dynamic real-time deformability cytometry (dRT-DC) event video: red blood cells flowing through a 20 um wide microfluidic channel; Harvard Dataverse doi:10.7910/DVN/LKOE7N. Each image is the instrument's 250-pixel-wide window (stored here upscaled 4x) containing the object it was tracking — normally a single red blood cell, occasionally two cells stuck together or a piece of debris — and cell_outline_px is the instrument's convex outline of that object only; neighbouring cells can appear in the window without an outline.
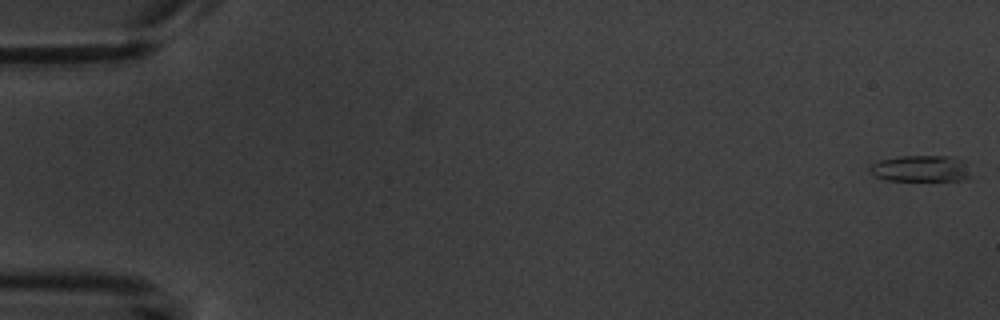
{"species": "common noctule bat (a hibernating species)", "species_latin": "Nyctalus noctula", "temperature_condition": "warm", "stored_images_in_passage": 9, "camera_frame_rate_fps": 3000, "um_per_image_px": 0.085, "animal": {"sex": "male", "body_mass_g": 20.1, "forearm_length_mm": 53.5}, "frame": {"image": 1, "passage_image": 1, "time_ms": 0.0, "image_size_px": [1000, 320], "cell_outline_px": [[968, 176], [964, 180], [888, 180], [876, 176], [868, 172], [868, 164], [880, 160], [900, 156], [952, 156], [960, 160], [964, 164]], "centroid_in_image_um": [78.14, 14.32], "position_along_channel_um": 6.9, "area_um2": 15.26}}
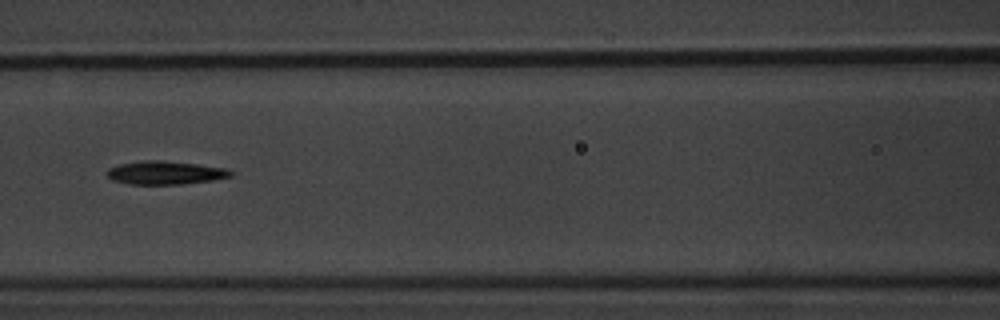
{"frame": {"image": 2, "passage_image": 8, "time_ms": 8.333, "image_size_px": [1000, 320], "cell_outline_px": [[232, 176], [212, 180], [180, 184], [128, 184], [112, 180], [104, 172], [108, 168], [120, 164], [144, 160], [160, 160], [196, 164], [228, 168], [232, 172]], "centroid_in_image_um": [14.01, 14.68], "position_along_channel_um": 152.6, "area_um2": 16.82}}
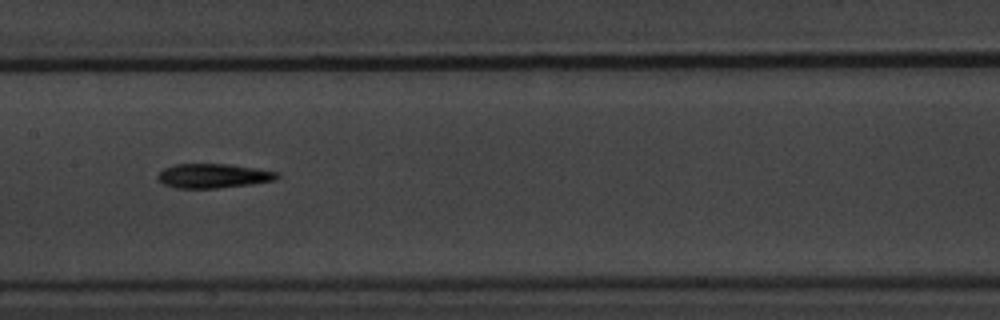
{"frame": {"image": 3, "passage_image": 9, "time_ms": 9.333, "image_size_px": [1000, 320], "cell_outline_px": [[280, 176], [276, 180], [252, 184], [220, 188], [176, 188], [164, 184], [156, 176], [164, 168], [176, 164], [228, 164], [276, 172]], "centroid_in_image_um": [18.12, 14.95], "position_along_channel_um": 189.3, "area_um2": 16.76}}